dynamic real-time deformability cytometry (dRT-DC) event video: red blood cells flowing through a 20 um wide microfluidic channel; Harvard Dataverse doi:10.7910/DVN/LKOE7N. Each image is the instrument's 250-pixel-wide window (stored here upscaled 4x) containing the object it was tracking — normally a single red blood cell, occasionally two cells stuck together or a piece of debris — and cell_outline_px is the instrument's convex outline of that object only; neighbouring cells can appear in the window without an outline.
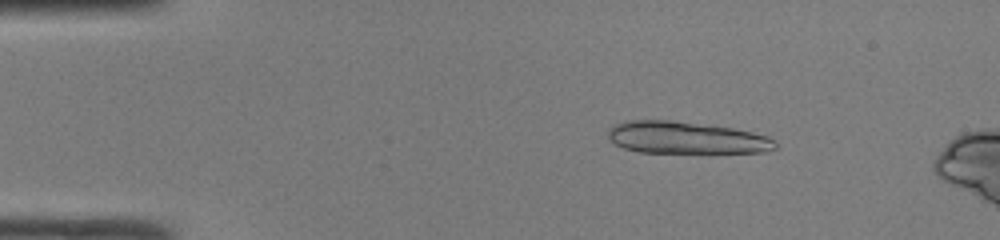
{"species": "common noctule bat (a hibernating species)", "species_latin": "Nyctalus noctula", "temperature_condition": "room temperature", "stored_images_in_passage": 14, "camera_frame_rate_fps": 3000, "um_per_image_px": 0.085, "animal": {"sex": "male", "body_mass_g": 19.0, "forearm_length_mm": 50.8}, "frame": {"image": 1, "passage_image": 8, "time_ms": 2.333, "image_size_px": [1000, 240], "cell_outline_px": [[776, 148], [764, 152], [712, 156], [640, 152], [624, 148], [616, 144], [608, 136], [608, 128], [612, 124], [628, 120], [672, 120], [732, 128], [752, 132], [768, 136], [776, 144]], "centroid_in_image_um": [58.37, 11.77], "position_along_channel_um": 26.6, "area_um2": 32.83}}